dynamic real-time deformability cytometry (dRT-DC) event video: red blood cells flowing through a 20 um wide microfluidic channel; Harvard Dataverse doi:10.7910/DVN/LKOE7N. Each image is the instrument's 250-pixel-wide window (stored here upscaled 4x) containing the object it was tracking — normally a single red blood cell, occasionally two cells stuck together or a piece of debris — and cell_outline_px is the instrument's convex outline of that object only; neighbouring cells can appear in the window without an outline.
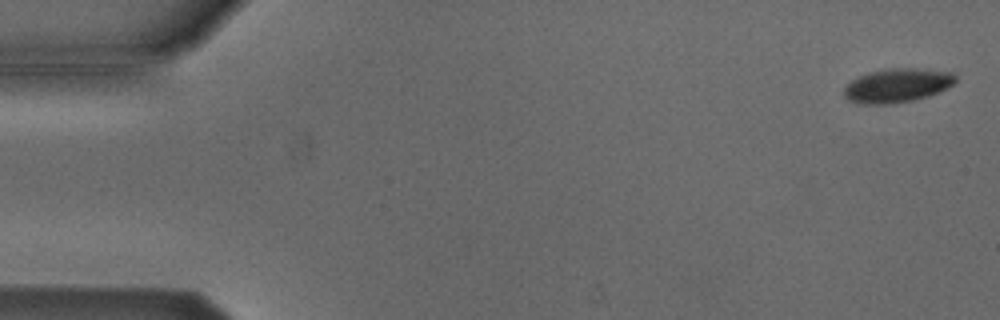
{"species": "Egyptian fruit bat (a non-hibernating species)", "species_latin": "Rousettus aegyptiacus", "temperature_condition": "cold", "stored_images_in_passage": 52, "camera_frame_rate_fps": 3000, "um_per_image_px": 0.085, "animal": {"sex": "male"}, "frame": {"image": 1, "passage_image": 2, "time_ms": 0.333, "image_size_px": [1000, 320], "cell_outline_px": [[956, 80], [952, 84], [928, 96], [912, 100], [892, 104], [864, 104], [852, 100], [844, 96], [844, 88], [852, 80], [860, 76], [872, 72], [888, 68], [912, 68], [948, 72], [956, 76]], "centroid_in_image_um": [76.24, 7.27], "position_along_channel_um": 8.8, "area_um2": 21.44}}
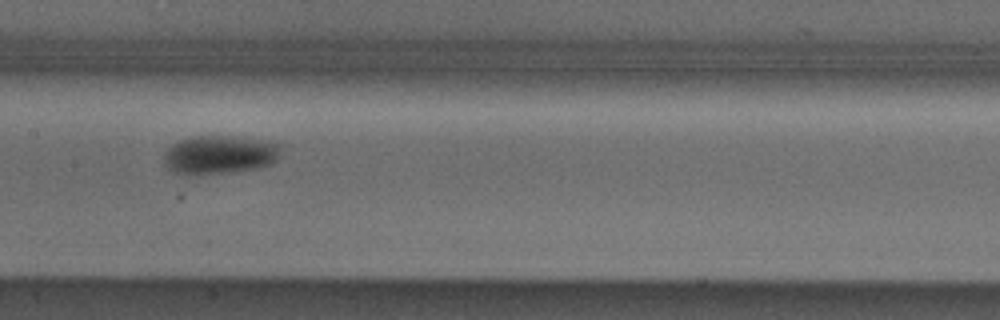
{"frame": {"image": 2, "passage_image": 27, "time_ms": 8.667, "image_size_px": [1000, 320], "cell_outline_px": [[280, 144], [276, 160], [268, 164], [256, 168], [232, 172], [200, 176], [172, 172], [164, 164], [164, 152], [172, 144], [180, 140], [192, 136], [236, 136], [268, 140]], "centroid_in_image_um": [18.61, 13.15], "position_along_channel_um": 188.8, "area_um2": 26.59}}
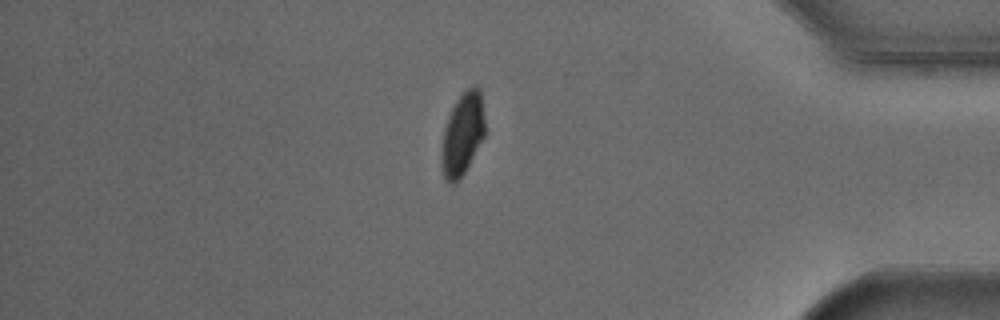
{"frame": {"image": 3, "passage_image": 46, "time_ms": 15.0, "image_size_px": [1000, 320], "cell_outline_px": [[484, 136], [460, 180], [456, 184], [452, 184], [444, 176], [444, 128], [452, 108], [456, 100], [472, 84], [476, 84], [480, 88], [484, 120]], "centroid_in_image_um": [39.36, 11.33], "position_along_channel_um": 395.8, "area_um2": 20.0}}